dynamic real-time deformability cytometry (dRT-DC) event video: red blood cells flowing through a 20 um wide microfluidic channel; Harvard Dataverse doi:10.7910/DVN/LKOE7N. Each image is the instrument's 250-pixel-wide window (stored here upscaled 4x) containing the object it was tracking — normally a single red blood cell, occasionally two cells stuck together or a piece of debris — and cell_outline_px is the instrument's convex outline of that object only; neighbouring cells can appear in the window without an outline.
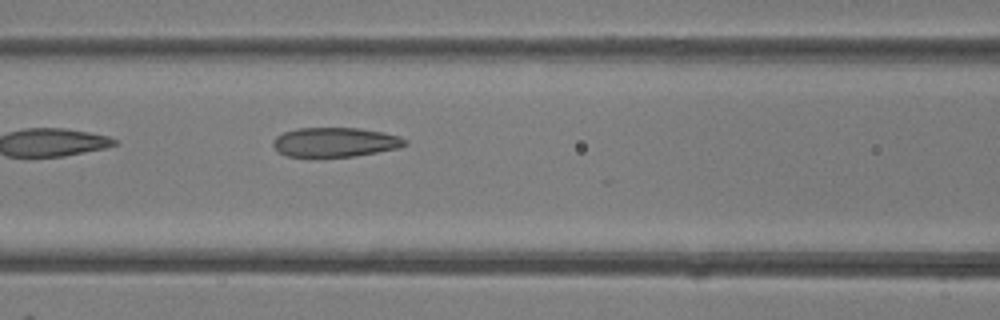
{"species": "common noctule bat (a hibernating species)", "species_latin": "Nyctalus noctula", "temperature_condition": "room temperature", "stored_images_in_passage": 5, "camera_frame_rate_fps": 3000, "um_per_image_px": 0.085, "animal": {"sex": "female"}, "frame": {"image": 1, "passage_image": 5, "time_ms": 5.333, "image_size_px": [1000, 320], "cell_outline_px": [[408, 144], [400, 148], [356, 156], [316, 160], [288, 156], [280, 152], [272, 144], [272, 140], [276, 136], [284, 132], [296, 128], [356, 128], [384, 132], [400, 136], [408, 140]], "centroid_in_image_um": [28.48, 12.13], "position_along_channel_um": 138.1, "area_um2": 23.58}}